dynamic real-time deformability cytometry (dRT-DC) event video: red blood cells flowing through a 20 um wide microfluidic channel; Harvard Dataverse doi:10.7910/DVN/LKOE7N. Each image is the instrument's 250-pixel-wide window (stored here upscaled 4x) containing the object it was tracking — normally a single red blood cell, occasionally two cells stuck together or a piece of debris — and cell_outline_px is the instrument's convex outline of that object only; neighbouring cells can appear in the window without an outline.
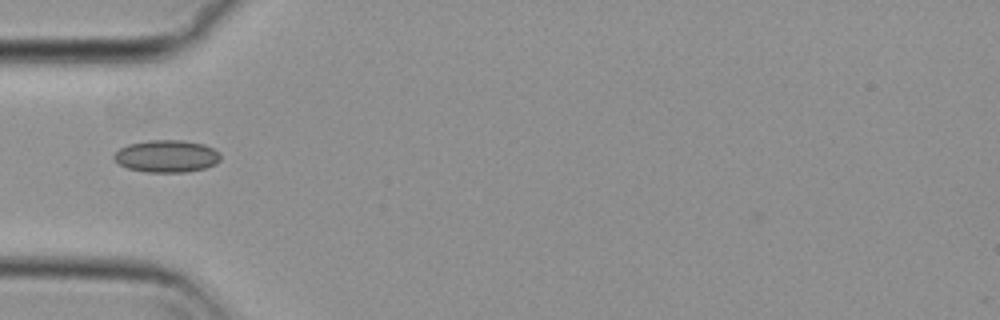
{"species": "common noctule bat (a hibernating species)", "species_latin": "Nyctalus noctula", "temperature_condition": "cold", "stored_images_in_passage": 26, "camera_frame_rate_fps": 3000, "um_per_image_px": 0.085, "animal": {"sex": "female", "body_mass_g": 29.2, "forearm_length_mm": 56.3}, "frame": {"image": 1, "passage_image": 1, "time_ms": 0.0, "image_size_px": [1000, 320], "cell_outline_px": [[220, 160], [216, 164], [204, 168], [184, 172], [144, 172], [128, 168], [120, 164], [112, 156], [120, 148], [128, 144], [148, 140], [184, 140], [204, 144], [212, 148], [220, 156]], "centroid_in_image_um": [14.15, 13.27], "position_along_channel_um": 70.8, "area_um2": 19.94}}
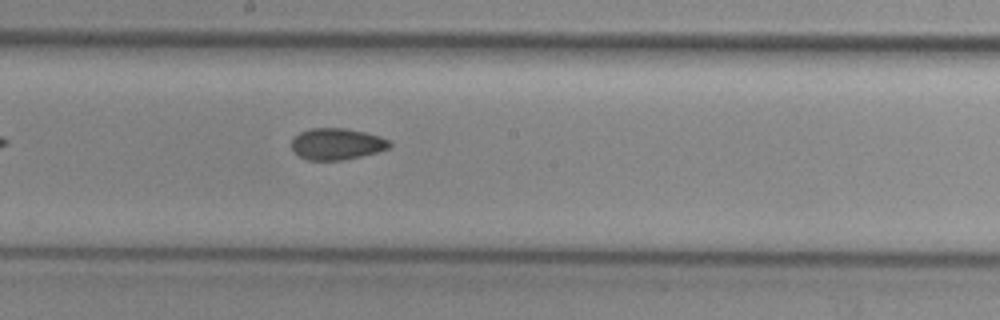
{"frame": {"image": 2, "passage_image": 13, "time_ms": 4.0, "image_size_px": [1000, 320], "cell_outline_px": [[392, 144], [388, 148], [376, 152], [360, 156], [340, 160], [308, 160], [300, 156], [292, 148], [292, 140], [300, 132], [312, 128], [344, 128], [364, 132], [380, 136], [388, 140]], "centroid_in_image_um": [28.63, 12.23], "position_along_channel_um": 219.6, "area_um2": 17.69}}
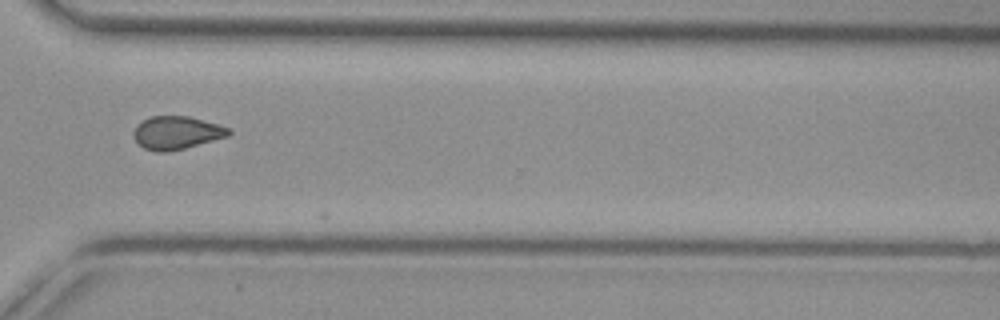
{"frame": {"image": 3, "passage_image": 24, "time_ms": 7.667, "image_size_px": [1000, 320], "cell_outline_px": [[232, 132], [228, 136], [184, 148], [168, 152], [156, 152], [144, 148], [132, 136], [132, 132], [136, 124], [148, 116], [188, 116], [216, 124], [228, 128]], "centroid_in_image_um": [14.95, 11.28], "position_along_channel_um": 355.7, "area_um2": 18.26}}